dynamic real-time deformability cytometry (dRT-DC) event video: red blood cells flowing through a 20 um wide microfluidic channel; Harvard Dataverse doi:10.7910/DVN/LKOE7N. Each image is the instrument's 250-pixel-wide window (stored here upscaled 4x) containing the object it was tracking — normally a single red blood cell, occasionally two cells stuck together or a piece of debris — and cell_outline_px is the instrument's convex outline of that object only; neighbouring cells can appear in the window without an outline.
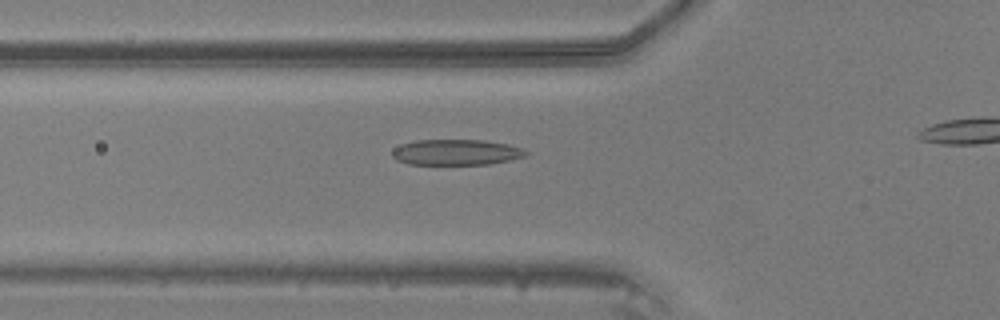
{"species": "common noctule bat (a hibernating species)", "species_latin": "Nyctalus noctula", "temperature_condition": "warm", "stored_images_in_passage": 26, "camera_frame_rate_fps": 3000, "um_per_image_px": 0.085, "animal": {"sex": "male", "body_mass_g": 20.5, "forearm_length_mm": 52.5}, "frame": {"image": 1, "passage_image": 2, "time_ms": 0.333, "image_size_px": [1000, 320], "cell_outline_px": [[528, 152], [524, 156], [512, 160], [488, 164], [408, 164], [396, 160], [392, 156], [392, 148], [400, 144], [416, 140], [484, 140], [508, 144], [520, 148]], "centroid_in_image_um": [38.73, 12.94], "position_along_channel_um": 87.1, "area_um2": 20.06}}
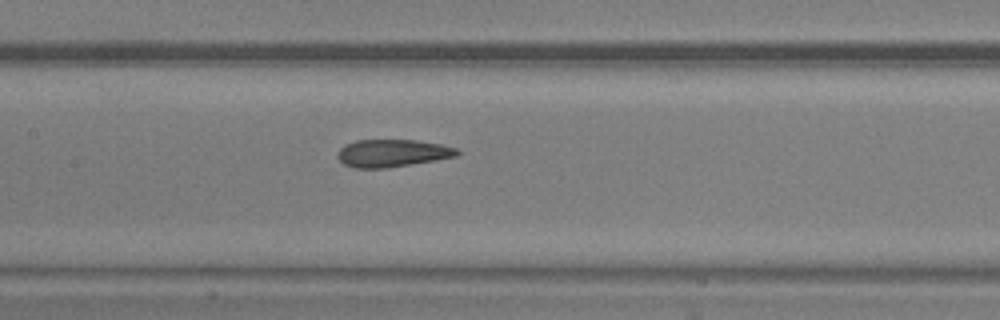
{"frame": {"image": 2, "passage_image": 8, "time_ms": 2.333, "image_size_px": [1000, 320], "cell_outline_px": [[460, 152], [456, 156], [436, 160], [388, 168], [352, 168], [344, 164], [336, 156], [340, 148], [344, 144], [356, 140], [416, 140], [440, 144], [456, 148]], "centroid_in_image_um": [33.31, 13.02], "position_along_channel_um": 174.1, "area_um2": 19.25}}
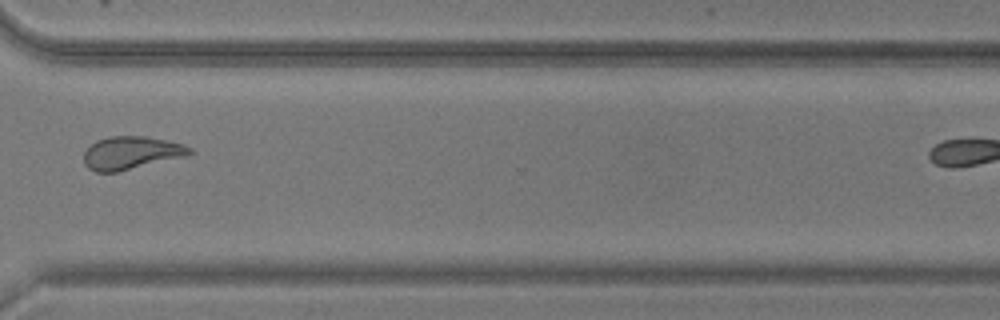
{"frame": {"image": 3, "passage_image": 21, "time_ms": 6.667, "image_size_px": [1000, 320], "cell_outline_px": [[192, 152], [188, 156], [116, 172], [96, 172], [88, 168], [84, 164], [84, 152], [96, 140], [108, 136], [144, 136], [184, 144], [192, 148]], "centroid_in_image_um": [11.15, 12.99], "position_along_channel_um": 359.4, "area_um2": 20.35}}